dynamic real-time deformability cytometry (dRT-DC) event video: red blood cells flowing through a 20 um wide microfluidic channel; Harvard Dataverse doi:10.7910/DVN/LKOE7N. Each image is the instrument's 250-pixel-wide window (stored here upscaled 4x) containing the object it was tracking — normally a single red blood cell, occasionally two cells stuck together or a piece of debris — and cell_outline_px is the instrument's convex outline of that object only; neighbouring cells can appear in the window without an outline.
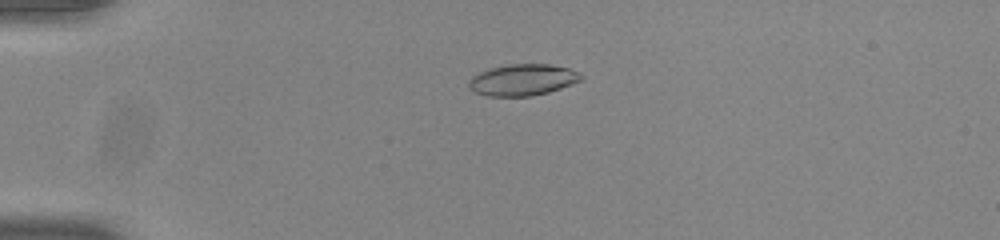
{"species": "common noctule bat (a hibernating species)", "species_latin": "Nyctalus noctula", "temperature_condition": "room temperature", "stored_images_in_passage": 55, "camera_frame_rate_fps": 3000, "um_per_image_px": 0.085, "animal": {"sex": "male", "body_mass_g": 20.0, "forearm_length_mm": 53.3}, "frame": {"image": 1, "passage_image": 15, "time_ms": 4.667, "image_size_px": [1000, 240], "cell_outline_px": [[584, 76], [580, 80], [572, 84], [548, 92], [532, 96], [488, 96], [476, 92], [468, 84], [468, 80], [472, 76], [488, 68], [508, 64], [548, 64], [568, 68]], "centroid_in_image_um": [44.41, 6.78], "position_along_channel_um": 40.6, "area_um2": 20.4}}
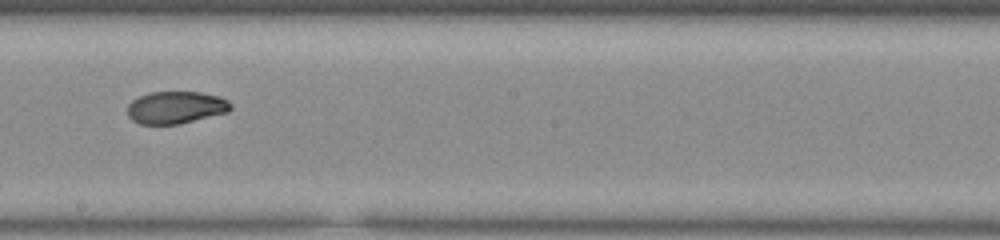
{"frame": {"image": 2, "passage_image": 33, "time_ms": 10.667, "image_size_px": [1000, 240], "cell_outline_px": [[232, 108], [228, 112], [180, 124], [140, 124], [132, 120], [128, 116], [128, 104], [132, 100], [148, 92], [200, 92], [220, 96], [228, 100], [232, 104]], "centroid_in_image_um": [14.96, 9.13], "position_along_channel_um": 233.2, "area_um2": 19.59}}
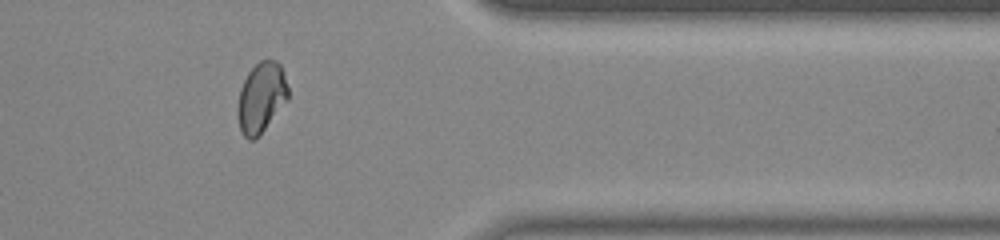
{"frame": {"image": 3, "passage_image": 46, "time_ms": 15.0, "image_size_px": [1000, 240], "cell_outline_px": [[288, 100], [256, 140], [248, 140], [244, 136], [240, 128], [236, 112], [240, 88], [248, 72], [260, 60], [276, 60], [280, 64], [284, 72], [288, 88]], "centroid_in_image_um": [22.2, 8.3], "position_along_channel_um": 389.2, "area_um2": 20.87}, "authors_computed_cell_mechanics": {"area_um2": 20.4612, "velocity_mm_per_s": 3.8989, "shape_relaxation_time_tau1_ms": null, "shape_relaxation_time_tau2_ms": 2.3518, "deformation_change_tau1": null, "deformation_change_tau2": 0.0582}}